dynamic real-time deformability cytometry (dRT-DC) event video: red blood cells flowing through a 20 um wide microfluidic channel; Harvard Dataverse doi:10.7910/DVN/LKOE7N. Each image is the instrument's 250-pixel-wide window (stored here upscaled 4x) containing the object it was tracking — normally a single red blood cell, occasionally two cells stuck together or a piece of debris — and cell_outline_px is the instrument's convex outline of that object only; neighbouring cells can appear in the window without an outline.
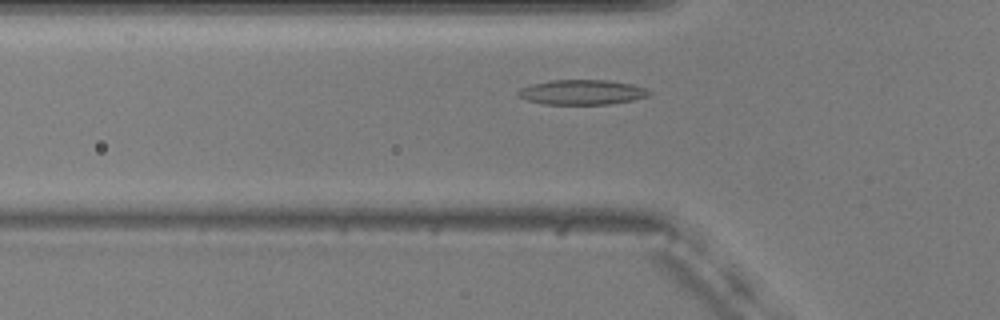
{"species": "common noctule bat (a hibernating species)", "species_latin": "Nyctalus noctula", "temperature_condition": "warm", "stored_images_in_passage": 23, "camera_frame_rate_fps": 3000, "um_per_image_px": 0.085, "animal": {"sex": "male", "body_mass_g": 20.5, "forearm_length_mm": 52.5}, "frame": {"image": 1, "passage_image": 2, "time_ms": 0.333, "image_size_px": [1000, 320], "cell_outline_px": [[652, 92], [644, 96], [632, 100], [608, 104], [544, 104], [528, 100], [520, 96], [516, 92], [520, 88], [532, 84], [552, 80], [608, 80], [632, 84], [644, 88]], "centroid_in_image_um": [49.44, 7.83], "position_along_channel_um": 76.4, "area_um2": 18.73}}
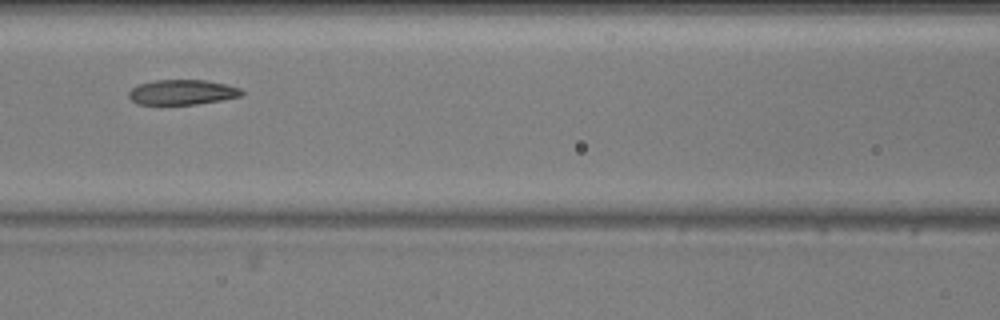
{"frame": {"image": 2, "passage_image": 8, "time_ms": 2.333, "image_size_px": [1000, 320], "cell_outline_px": [[244, 96], [224, 100], [196, 104], [136, 104], [128, 96], [128, 92], [132, 88], [140, 84], [156, 80], [208, 80], [240, 88], [244, 92]], "centroid_in_image_um": [15.53, 7.84], "position_along_channel_um": 151.1, "area_um2": 16.53}}
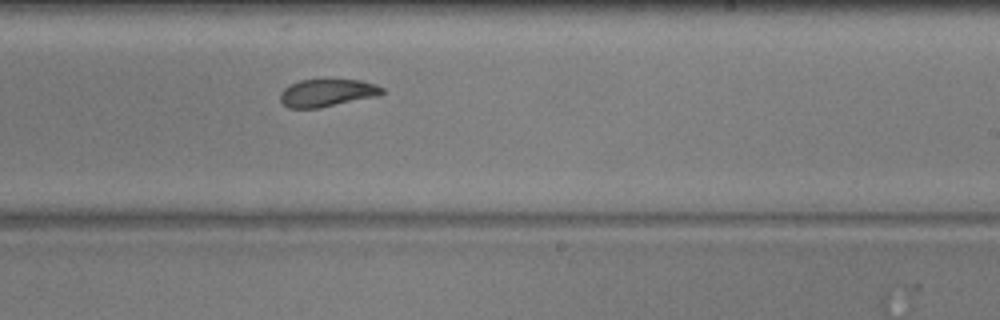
{"frame": {"image": 3, "passage_image": 17, "time_ms": 5.333, "image_size_px": [1000, 320], "cell_outline_px": [[384, 92], [380, 96], [320, 108], [288, 108], [280, 100], [280, 92], [284, 88], [300, 80], [324, 76], [328, 76], [360, 80], [376, 84], [384, 88]], "centroid_in_image_um": [27.85, 7.84], "position_along_channel_um": 261.2, "area_um2": 17.4}, "authors_computed_cell_mechanics": {"area_um2": 16.9932, "velocity_mm_per_s": 3.6713, "shape_relaxation_time_tau1_ms": 10.7928, "shape_relaxation_time_tau2_ms": 2.5177, "deformation_change_tau1": 0.2539, "deformation_change_tau2": 0.0927}}